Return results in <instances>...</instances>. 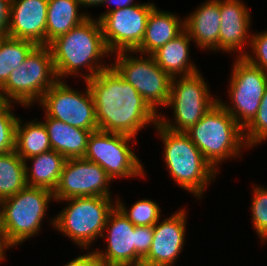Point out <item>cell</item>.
<instances>
[{
  "mask_svg": "<svg viewBox=\"0 0 267 266\" xmlns=\"http://www.w3.org/2000/svg\"><path fill=\"white\" fill-rule=\"evenodd\" d=\"M250 47L254 56L245 52L244 58L251 64L267 71V31L251 35Z\"/></svg>",
  "mask_w": 267,
  "mask_h": 266,
  "instance_id": "obj_32",
  "label": "cell"
},
{
  "mask_svg": "<svg viewBox=\"0 0 267 266\" xmlns=\"http://www.w3.org/2000/svg\"><path fill=\"white\" fill-rule=\"evenodd\" d=\"M191 38L184 30L176 38L167 42L151 54L157 65L171 77L189 75L199 69L189 62Z\"/></svg>",
  "mask_w": 267,
  "mask_h": 266,
  "instance_id": "obj_22",
  "label": "cell"
},
{
  "mask_svg": "<svg viewBox=\"0 0 267 266\" xmlns=\"http://www.w3.org/2000/svg\"><path fill=\"white\" fill-rule=\"evenodd\" d=\"M185 30L184 21L172 12L160 11L156 7L148 17L144 38L140 46L133 51L141 55H151L158 48L176 38Z\"/></svg>",
  "mask_w": 267,
  "mask_h": 266,
  "instance_id": "obj_20",
  "label": "cell"
},
{
  "mask_svg": "<svg viewBox=\"0 0 267 266\" xmlns=\"http://www.w3.org/2000/svg\"><path fill=\"white\" fill-rule=\"evenodd\" d=\"M153 226H135V266H142L153 241Z\"/></svg>",
  "mask_w": 267,
  "mask_h": 266,
  "instance_id": "obj_33",
  "label": "cell"
},
{
  "mask_svg": "<svg viewBox=\"0 0 267 266\" xmlns=\"http://www.w3.org/2000/svg\"><path fill=\"white\" fill-rule=\"evenodd\" d=\"M132 52H116L115 63L111 66L158 113L157 106L166 107L168 103L172 77L157 65L151 55L133 57L128 54Z\"/></svg>",
  "mask_w": 267,
  "mask_h": 266,
  "instance_id": "obj_10",
  "label": "cell"
},
{
  "mask_svg": "<svg viewBox=\"0 0 267 266\" xmlns=\"http://www.w3.org/2000/svg\"><path fill=\"white\" fill-rule=\"evenodd\" d=\"M185 133L215 171L218 164L239 157L242 147H247L244 129L219 101Z\"/></svg>",
  "mask_w": 267,
  "mask_h": 266,
  "instance_id": "obj_3",
  "label": "cell"
},
{
  "mask_svg": "<svg viewBox=\"0 0 267 266\" xmlns=\"http://www.w3.org/2000/svg\"><path fill=\"white\" fill-rule=\"evenodd\" d=\"M185 214V209H180L153 226V241L142 266H174L185 242Z\"/></svg>",
  "mask_w": 267,
  "mask_h": 266,
  "instance_id": "obj_15",
  "label": "cell"
},
{
  "mask_svg": "<svg viewBox=\"0 0 267 266\" xmlns=\"http://www.w3.org/2000/svg\"><path fill=\"white\" fill-rule=\"evenodd\" d=\"M48 0H11L7 36L46 45Z\"/></svg>",
  "mask_w": 267,
  "mask_h": 266,
  "instance_id": "obj_17",
  "label": "cell"
},
{
  "mask_svg": "<svg viewBox=\"0 0 267 266\" xmlns=\"http://www.w3.org/2000/svg\"><path fill=\"white\" fill-rule=\"evenodd\" d=\"M230 78L229 97L233 105L222 102L220 98L218 101L245 129L257 115L267 87V71L237 56Z\"/></svg>",
  "mask_w": 267,
  "mask_h": 266,
  "instance_id": "obj_9",
  "label": "cell"
},
{
  "mask_svg": "<svg viewBox=\"0 0 267 266\" xmlns=\"http://www.w3.org/2000/svg\"><path fill=\"white\" fill-rule=\"evenodd\" d=\"M244 138L247 148H249V146L252 147V145H257L267 139V87L256 117L244 129Z\"/></svg>",
  "mask_w": 267,
  "mask_h": 266,
  "instance_id": "obj_31",
  "label": "cell"
},
{
  "mask_svg": "<svg viewBox=\"0 0 267 266\" xmlns=\"http://www.w3.org/2000/svg\"><path fill=\"white\" fill-rule=\"evenodd\" d=\"M52 198L49 189L26 186L0 201V235L11 248L39 233Z\"/></svg>",
  "mask_w": 267,
  "mask_h": 266,
  "instance_id": "obj_5",
  "label": "cell"
},
{
  "mask_svg": "<svg viewBox=\"0 0 267 266\" xmlns=\"http://www.w3.org/2000/svg\"><path fill=\"white\" fill-rule=\"evenodd\" d=\"M105 231L107 249L94 250L99 262L103 266H135V225L116 206L108 215Z\"/></svg>",
  "mask_w": 267,
  "mask_h": 266,
  "instance_id": "obj_16",
  "label": "cell"
},
{
  "mask_svg": "<svg viewBox=\"0 0 267 266\" xmlns=\"http://www.w3.org/2000/svg\"><path fill=\"white\" fill-rule=\"evenodd\" d=\"M85 82L94 99L98 130L135 138L144 126L158 123V113L111 65Z\"/></svg>",
  "mask_w": 267,
  "mask_h": 266,
  "instance_id": "obj_1",
  "label": "cell"
},
{
  "mask_svg": "<svg viewBox=\"0 0 267 266\" xmlns=\"http://www.w3.org/2000/svg\"><path fill=\"white\" fill-rule=\"evenodd\" d=\"M48 46L58 80L72 74L77 75L80 68L85 67L88 70L83 76L86 81L110 67L98 62L110 53L98 19L89 17L66 34L55 38Z\"/></svg>",
  "mask_w": 267,
  "mask_h": 266,
  "instance_id": "obj_2",
  "label": "cell"
},
{
  "mask_svg": "<svg viewBox=\"0 0 267 266\" xmlns=\"http://www.w3.org/2000/svg\"><path fill=\"white\" fill-rule=\"evenodd\" d=\"M45 117L42 122L47 129L52 150L59 152L66 159L83 158L92 131L71 126L47 115Z\"/></svg>",
  "mask_w": 267,
  "mask_h": 266,
  "instance_id": "obj_21",
  "label": "cell"
},
{
  "mask_svg": "<svg viewBox=\"0 0 267 266\" xmlns=\"http://www.w3.org/2000/svg\"><path fill=\"white\" fill-rule=\"evenodd\" d=\"M17 120L15 129V152L25 161L52 149L47 129L43 122L21 123ZM23 124V125H21Z\"/></svg>",
  "mask_w": 267,
  "mask_h": 266,
  "instance_id": "obj_25",
  "label": "cell"
},
{
  "mask_svg": "<svg viewBox=\"0 0 267 266\" xmlns=\"http://www.w3.org/2000/svg\"><path fill=\"white\" fill-rule=\"evenodd\" d=\"M32 160V167L25 164L27 186L46 188L54 192L58 186L66 158L57 151L49 150L25 159Z\"/></svg>",
  "mask_w": 267,
  "mask_h": 266,
  "instance_id": "obj_23",
  "label": "cell"
},
{
  "mask_svg": "<svg viewBox=\"0 0 267 266\" xmlns=\"http://www.w3.org/2000/svg\"><path fill=\"white\" fill-rule=\"evenodd\" d=\"M202 76L197 71L180 76V78L172 77L166 106L173 108L176 122H170L159 113L158 123L160 125L172 131L185 132L197 124L204 114L218 102L217 97L211 96L208 84Z\"/></svg>",
  "mask_w": 267,
  "mask_h": 266,
  "instance_id": "obj_8",
  "label": "cell"
},
{
  "mask_svg": "<svg viewBox=\"0 0 267 266\" xmlns=\"http://www.w3.org/2000/svg\"><path fill=\"white\" fill-rule=\"evenodd\" d=\"M245 5L240 0H219L221 16L219 50L230 53L232 51L237 53L240 50L242 54L239 53L238 57L245 56L242 50L245 49L246 43H249L248 45L251 43V36L248 34L251 17Z\"/></svg>",
  "mask_w": 267,
  "mask_h": 266,
  "instance_id": "obj_18",
  "label": "cell"
},
{
  "mask_svg": "<svg viewBox=\"0 0 267 266\" xmlns=\"http://www.w3.org/2000/svg\"><path fill=\"white\" fill-rule=\"evenodd\" d=\"M134 137L96 130L88 139L85 160L100 165L113 179L144 177V167L129 147ZM116 177V178H115Z\"/></svg>",
  "mask_w": 267,
  "mask_h": 266,
  "instance_id": "obj_11",
  "label": "cell"
},
{
  "mask_svg": "<svg viewBox=\"0 0 267 266\" xmlns=\"http://www.w3.org/2000/svg\"><path fill=\"white\" fill-rule=\"evenodd\" d=\"M36 46L29 40L0 37V88L6 83L10 73L25 61Z\"/></svg>",
  "mask_w": 267,
  "mask_h": 266,
  "instance_id": "obj_27",
  "label": "cell"
},
{
  "mask_svg": "<svg viewBox=\"0 0 267 266\" xmlns=\"http://www.w3.org/2000/svg\"><path fill=\"white\" fill-rule=\"evenodd\" d=\"M10 1L11 0H0V37L7 36Z\"/></svg>",
  "mask_w": 267,
  "mask_h": 266,
  "instance_id": "obj_34",
  "label": "cell"
},
{
  "mask_svg": "<svg viewBox=\"0 0 267 266\" xmlns=\"http://www.w3.org/2000/svg\"><path fill=\"white\" fill-rule=\"evenodd\" d=\"M183 20L185 31L192 41H196L199 48L219 51V0L206 1Z\"/></svg>",
  "mask_w": 267,
  "mask_h": 266,
  "instance_id": "obj_19",
  "label": "cell"
},
{
  "mask_svg": "<svg viewBox=\"0 0 267 266\" xmlns=\"http://www.w3.org/2000/svg\"><path fill=\"white\" fill-rule=\"evenodd\" d=\"M63 201L69 204L51 220L52 225L78 246L89 250L96 238L104 237L108 215L116 203L103 196L73 197Z\"/></svg>",
  "mask_w": 267,
  "mask_h": 266,
  "instance_id": "obj_7",
  "label": "cell"
},
{
  "mask_svg": "<svg viewBox=\"0 0 267 266\" xmlns=\"http://www.w3.org/2000/svg\"><path fill=\"white\" fill-rule=\"evenodd\" d=\"M57 81L49 46L37 45L25 61L10 73L6 83L0 88V96L2 101L17 102L29 107L34 102H40L44 93Z\"/></svg>",
  "mask_w": 267,
  "mask_h": 266,
  "instance_id": "obj_6",
  "label": "cell"
},
{
  "mask_svg": "<svg viewBox=\"0 0 267 266\" xmlns=\"http://www.w3.org/2000/svg\"><path fill=\"white\" fill-rule=\"evenodd\" d=\"M48 117L60 120L84 130H98L94 99L86 82L85 93L70 88L65 81L58 80L48 89L40 102Z\"/></svg>",
  "mask_w": 267,
  "mask_h": 266,
  "instance_id": "obj_12",
  "label": "cell"
},
{
  "mask_svg": "<svg viewBox=\"0 0 267 266\" xmlns=\"http://www.w3.org/2000/svg\"><path fill=\"white\" fill-rule=\"evenodd\" d=\"M9 247H11V246L0 235V263H1V261L3 259L5 260V255L4 254H6V252H4V251L6 249H8Z\"/></svg>",
  "mask_w": 267,
  "mask_h": 266,
  "instance_id": "obj_37",
  "label": "cell"
},
{
  "mask_svg": "<svg viewBox=\"0 0 267 266\" xmlns=\"http://www.w3.org/2000/svg\"><path fill=\"white\" fill-rule=\"evenodd\" d=\"M79 3L86 7V6H98V5H101L103 3L104 0H78Z\"/></svg>",
  "mask_w": 267,
  "mask_h": 266,
  "instance_id": "obj_38",
  "label": "cell"
},
{
  "mask_svg": "<svg viewBox=\"0 0 267 266\" xmlns=\"http://www.w3.org/2000/svg\"><path fill=\"white\" fill-rule=\"evenodd\" d=\"M112 178L97 163L84 158H68L64 163L54 200L73 197L103 196L111 198L109 183Z\"/></svg>",
  "mask_w": 267,
  "mask_h": 266,
  "instance_id": "obj_14",
  "label": "cell"
},
{
  "mask_svg": "<svg viewBox=\"0 0 267 266\" xmlns=\"http://www.w3.org/2000/svg\"><path fill=\"white\" fill-rule=\"evenodd\" d=\"M25 164L15 151L0 154V201L27 186Z\"/></svg>",
  "mask_w": 267,
  "mask_h": 266,
  "instance_id": "obj_26",
  "label": "cell"
},
{
  "mask_svg": "<svg viewBox=\"0 0 267 266\" xmlns=\"http://www.w3.org/2000/svg\"><path fill=\"white\" fill-rule=\"evenodd\" d=\"M105 3L106 4L107 3H109V4L111 3V4L115 5V7L114 8H109L108 11H106L103 14H101L99 16V18H97L98 20H100L106 13H108V12H110L112 10L123 9V8H126V7L131 6V5H136V4L133 3V0H104L102 4L104 5Z\"/></svg>",
  "mask_w": 267,
  "mask_h": 266,
  "instance_id": "obj_36",
  "label": "cell"
},
{
  "mask_svg": "<svg viewBox=\"0 0 267 266\" xmlns=\"http://www.w3.org/2000/svg\"><path fill=\"white\" fill-rule=\"evenodd\" d=\"M79 6L78 0H48L46 45L90 17L86 13L79 14Z\"/></svg>",
  "mask_w": 267,
  "mask_h": 266,
  "instance_id": "obj_24",
  "label": "cell"
},
{
  "mask_svg": "<svg viewBox=\"0 0 267 266\" xmlns=\"http://www.w3.org/2000/svg\"><path fill=\"white\" fill-rule=\"evenodd\" d=\"M12 103L0 104V154L15 150V129L18 116L12 113Z\"/></svg>",
  "mask_w": 267,
  "mask_h": 266,
  "instance_id": "obj_29",
  "label": "cell"
},
{
  "mask_svg": "<svg viewBox=\"0 0 267 266\" xmlns=\"http://www.w3.org/2000/svg\"><path fill=\"white\" fill-rule=\"evenodd\" d=\"M116 207L135 226H154L161 217L160 208L157 203L148 199L135 202L130 210L116 198Z\"/></svg>",
  "mask_w": 267,
  "mask_h": 266,
  "instance_id": "obj_28",
  "label": "cell"
},
{
  "mask_svg": "<svg viewBox=\"0 0 267 266\" xmlns=\"http://www.w3.org/2000/svg\"><path fill=\"white\" fill-rule=\"evenodd\" d=\"M164 143V158L172 180L178 185L202 197L207 185L216 177L214 168L205 160L201 151L185 132L166 129L155 125Z\"/></svg>",
  "mask_w": 267,
  "mask_h": 266,
  "instance_id": "obj_4",
  "label": "cell"
},
{
  "mask_svg": "<svg viewBox=\"0 0 267 266\" xmlns=\"http://www.w3.org/2000/svg\"><path fill=\"white\" fill-rule=\"evenodd\" d=\"M153 3L131 5L106 13L99 21L107 49L113 55L135 51L141 44Z\"/></svg>",
  "mask_w": 267,
  "mask_h": 266,
  "instance_id": "obj_13",
  "label": "cell"
},
{
  "mask_svg": "<svg viewBox=\"0 0 267 266\" xmlns=\"http://www.w3.org/2000/svg\"><path fill=\"white\" fill-rule=\"evenodd\" d=\"M65 266H103L94 251L85 255H80L72 261L68 262Z\"/></svg>",
  "mask_w": 267,
  "mask_h": 266,
  "instance_id": "obj_35",
  "label": "cell"
},
{
  "mask_svg": "<svg viewBox=\"0 0 267 266\" xmlns=\"http://www.w3.org/2000/svg\"><path fill=\"white\" fill-rule=\"evenodd\" d=\"M251 205L252 222L261 242L267 241V188L255 186Z\"/></svg>",
  "mask_w": 267,
  "mask_h": 266,
  "instance_id": "obj_30",
  "label": "cell"
}]
</instances>
